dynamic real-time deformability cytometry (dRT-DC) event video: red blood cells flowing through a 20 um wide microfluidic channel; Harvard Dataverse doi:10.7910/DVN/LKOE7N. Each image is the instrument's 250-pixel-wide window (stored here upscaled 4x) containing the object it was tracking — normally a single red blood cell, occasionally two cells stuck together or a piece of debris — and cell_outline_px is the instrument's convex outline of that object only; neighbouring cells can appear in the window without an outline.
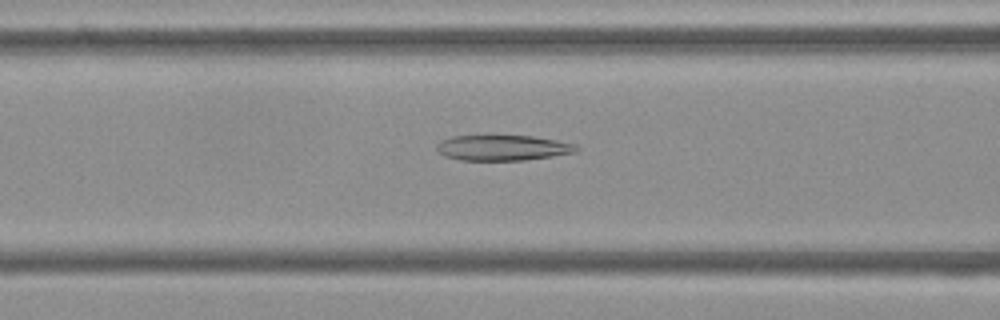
{"species": "Egyptian fruit bat (a non-hibernating species)", "species_latin": "Rousettus aegyptiacus", "temperature_condition": "cold", "stored_images_in_passage": 49, "camera_frame_rate_fps": 3000, "um_per_image_px": 0.085, "frame": {"image": 1, "passage_image": 17, "time_ms": 5.333, "image_size_px": [1000, 320], "cell_outline_px": [[580, 148], [576, 152], [552, 156], [524, 160], [460, 160], [444, 156], [436, 152], [436, 144], [440, 140], [452, 136], [532, 136], [556, 140], [576, 144]], "centroid_in_image_um": [42.69, 12.56], "position_along_channel_um": 123.9, "area_um2": 20.81}}
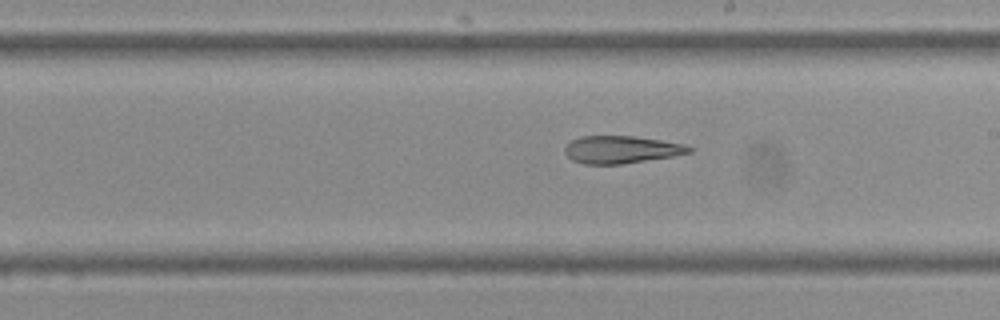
{"frame": {"image": 2, "passage_image": 26, "time_ms": 8.333, "image_size_px": [1000, 320], "cell_outline_px": [[696, 148], [692, 152], [672, 156], [620, 164], [584, 164], [572, 160], [564, 152], [564, 148], [572, 140], [580, 136], [636, 136], [684, 144]], "centroid_in_image_um": [52.82, 12.71], "position_along_channel_um": 236.2, "area_um2": 19.88}}
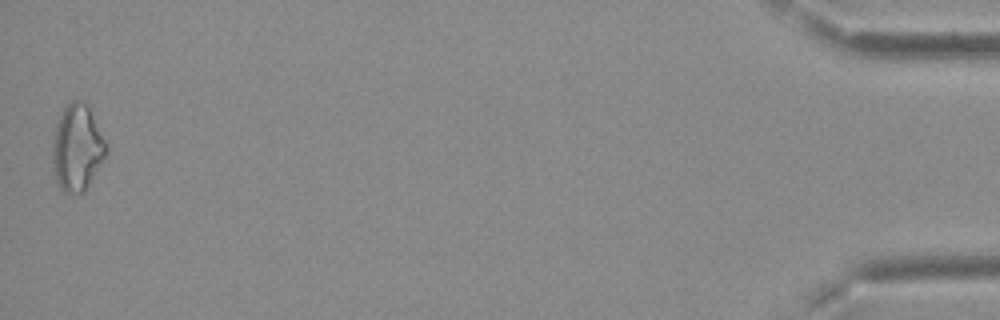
{"frame": {"image": 3, "passage_image": 49, "time_ms": 16.0, "image_size_px": [1000, 320], "cell_outline_px": [[108, 152], [84, 192], [64, 192], [56, 184], [52, 168], [52, 140], [56, 124], [64, 108], [72, 100], [80, 100], [88, 104], [108, 144]], "centroid_in_image_um": [6.56, 12.55], "position_along_channel_um": 428.6, "area_um2": 27.4}, "authors_computed_cell_mechanics": {"area_um2": 22.4264, "velocity_mm_per_s": 3.7366, "shape_relaxation_time_tau1_ms": null, "shape_relaxation_time_tau2_ms": 3.0068, "deformation_change_tau1": null, "deformation_change_tau2": 0.1275}}